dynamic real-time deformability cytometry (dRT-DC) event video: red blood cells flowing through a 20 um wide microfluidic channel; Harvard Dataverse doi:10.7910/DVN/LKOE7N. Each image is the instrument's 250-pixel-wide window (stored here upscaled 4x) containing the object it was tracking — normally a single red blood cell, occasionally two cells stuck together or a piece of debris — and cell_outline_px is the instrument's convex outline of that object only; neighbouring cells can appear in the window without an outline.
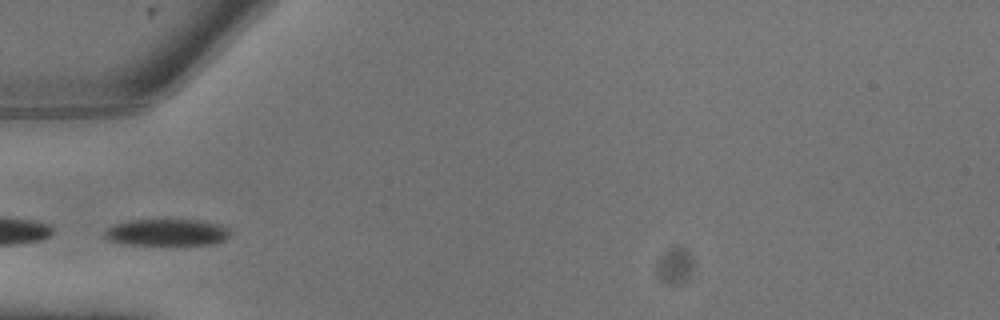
{"species": "common noctule bat (a hibernating species)", "species_latin": "Nyctalus noctula", "temperature_condition": "warm", "stored_images_in_passage": 2, "camera_frame_rate_fps": 3000, "um_per_image_px": 0.085, "animal": {"sex": "male", "body_mass_g": 13.3}, "frame": {"image": 1, "passage_image": 1, "time_ms": 0.0, "image_size_px": [1000, 320], "cell_outline_px": [[232, 232], [224, 240], [212, 244], [124, 244], [108, 240], [104, 236], [104, 232], [112, 224], [128, 220], [168, 216], [204, 220], [220, 224], [228, 228]], "centroid_in_image_um": [14.18, 19.68], "position_along_channel_um": 70.8, "area_um2": 20.69}}